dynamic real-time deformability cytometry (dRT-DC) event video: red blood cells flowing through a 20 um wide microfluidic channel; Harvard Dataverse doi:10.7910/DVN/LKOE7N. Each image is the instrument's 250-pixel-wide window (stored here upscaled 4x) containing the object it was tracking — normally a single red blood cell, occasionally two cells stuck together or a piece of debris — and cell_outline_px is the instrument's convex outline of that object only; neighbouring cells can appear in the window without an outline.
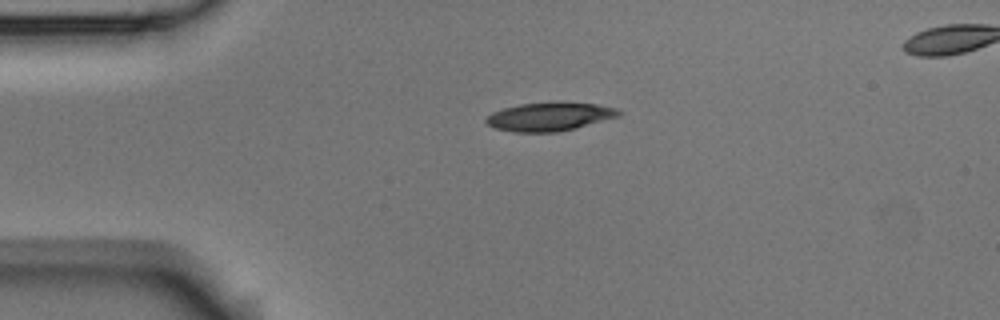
{"species": "Egyptian fruit bat (a non-hibernating species)", "species_latin": "Rousettus aegyptiacus", "temperature_condition": "room temperature", "stored_images_in_passage": 3, "segment_of_instrument_passage": [1, 2], "camera_frame_rate_fps": 3000, "um_per_image_px": 0.085, "animal": {"sex": "male"}, "frame": {"image": 1, "passage_image": 1, "time_ms": 0.0, "image_size_px": [1000, 320], "cell_outline_px": [[624, 112], [620, 116], [556, 132], [512, 132], [496, 128], [488, 124], [484, 120], [492, 112], [504, 108], [520, 104], [596, 104], [620, 108]], "centroid_in_image_um": [46.72, 9.94], "position_along_channel_um": 38.3, "area_um2": 21.27}}